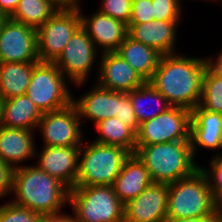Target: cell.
<instances>
[{
    "mask_svg": "<svg viewBox=\"0 0 222 222\" xmlns=\"http://www.w3.org/2000/svg\"><path fill=\"white\" fill-rule=\"evenodd\" d=\"M212 60L162 55L157 69L148 81L171 106L193 110L199 105L203 75Z\"/></svg>",
    "mask_w": 222,
    "mask_h": 222,
    "instance_id": "6da1fadb",
    "label": "cell"
},
{
    "mask_svg": "<svg viewBox=\"0 0 222 222\" xmlns=\"http://www.w3.org/2000/svg\"><path fill=\"white\" fill-rule=\"evenodd\" d=\"M13 204L46 216L58 214L69 202V189L38 166H18L13 174Z\"/></svg>",
    "mask_w": 222,
    "mask_h": 222,
    "instance_id": "7a4b0ae2",
    "label": "cell"
},
{
    "mask_svg": "<svg viewBox=\"0 0 222 222\" xmlns=\"http://www.w3.org/2000/svg\"><path fill=\"white\" fill-rule=\"evenodd\" d=\"M134 154L145 164L155 183H174L200 167L194 162L190 140L136 145Z\"/></svg>",
    "mask_w": 222,
    "mask_h": 222,
    "instance_id": "3957f363",
    "label": "cell"
},
{
    "mask_svg": "<svg viewBox=\"0 0 222 222\" xmlns=\"http://www.w3.org/2000/svg\"><path fill=\"white\" fill-rule=\"evenodd\" d=\"M167 219L204 217L213 213V199L202 167L168 184Z\"/></svg>",
    "mask_w": 222,
    "mask_h": 222,
    "instance_id": "277c9868",
    "label": "cell"
},
{
    "mask_svg": "<svg viewBox=\"0 0 222 222\" xmlns=\"http://www.w3.org/2000/svg\"><path fill=\"white\" fill-rule=\"evenodd\" d=\"M76 222H124L125 205L113 186H75L69 202Z\"/></svg>",
    "mask_w": 222,
    "mask_h": 222,
    "instance_id": "5b68a950",
    "label": "cell"
},
{
    "mask_svg": "<svg viewBox=\"0 0 222 222\" xmlns=\"http://www.w3.org/2000/svg\"><path fill=\"white\" fill-rule=\"evenodd\" d=\"M81 146L75 186H112L130 153L118 146L92 142ZM83 152V153H82ZM81 155V156H80Z\"/></svg>",
    "mask_w": 222,
    "mask_h": 222,
    "instance_id": "8992f818",
    "label": "cell"
},
{
    "mask_svg": "<svg viewBox=\"0 0 222 222\" xmlns=\"http://www.w3.org/2000/svg\"><path fill=\"white\" fill-rule=\"evenodd\" d=\"M64 76L54 62L39 61L34 66L26 95L42 113L60 110L72 103Z\"/></svg>",
    "mask_w": 222,
    "mask_h": 222,
    "instance_id": "52a82bcc",
    "label": "cell"
},
{
    "mask_svg": "<svg viewBox=\"0 0 222 222\" xmlns=\"http://www.w3.org/2000/svg\"><path fill=\"white\" fill-rule=\"evenodd\" d=\"M81 27L77 8L58 9L37 31V55L41 62H54L72 35Z\"/></svg>",
    "mask_w": 222,
    "mask_h": 222,
    "instance_id": "ba28073f",
    "label": "cell"
},
{
    "mask_svg": "<svg viewBox=\"0 0 222 222\" xmlns=\"http://www.w3.org/2000/svg\"><path fill=\"white\" fill-rule=\"evenodd\" d=\"M191 110L172 106L158 116L139 124L136 145H153L190 140Z\"/></svg>",
    "mask_w": 222,
    "mask_h": 222,
    "instance_id": "9c48e42d",
    "label": "cell"
},
{
    "mask_svg": "<svg viewBox=\"0 0 222 222\" xmlns=\"http://www.w3.org/2000/svg\"><path fill=\"white\" fill-rule=\"evenodd\" d=\"M96 54L95 44L87 32L80 27L54 63L63 75L66 73L70 77V81L76 85H82L92 70Z\"/></svg>",
    "mask_w": 222,
    "mask_h": 222,
    "instance_id": "30bf717a",
    "label": "cell"
},
{
    "mask_svg": "<svg viewBox=\"0 0 222 222\" xmlns=\"http://www.w3.org/2000/svg\"><path fill=\"white\" fill-rule=\"evenodd\" d=\"M80 123L78 110L73 103L63 109L43 113L38 126L42 131L44 146H80L83 140Z\"/></svg>",
    "mask_w": 222,
    "mask_h": 222,
    "instance_id": "8fae6325",
    "label": "cell"
},
{
    "mask_svg": "<svg viewBox=\"0 0 222 222\" xmlns=\"http://www.w3.org/2000/svg\"><path fill=\"white\" fill-rule=\"evenodd\" d=\"M39 62L37 31L10 18L0 32V63Z\"/></svg>",
    "mask_w": 222,
    "mask_h": 222,
    "instance_id": "7c38bea8",
    "label": "cell"
},
{
    "mask_svg": "<svg viewBox=\"0 0 222 222\" xmlns=\"http://www.w3.org/2000/svg\"><path fill=\"white\" fill-rule=\"evenodd\" d=\"M168 184L152 182L139 196L125 204L124 222H165Z\"/></svg>",
    "mask_w": 222,
    "mask_h": 222,
    "instance_id": "4fadbf2b",
    "label": "cell"
},
{
    "mask_svg": "<svg viewBox=\"0 0 222 222\" xmlns=\"http://www.w3.org/2000/svg\"><path fill=\"white\" fill-rule=\"evenodd\" d=\"M80 149L81 146H44L37 166L71 190L76 184Z\"/></svg>",
    "mask_w": 222,
    "mask_h": 222,
    "instance_id": "5bb4252c",
    "label": "cell"
},
{
    "mask_svg": "<svg viewBox=\"0 0 222 222\" xmlns=\"http://www.w3.org/2000/svg\"><path fill=\"white\" fill-rule=\"evenodd\" d=\"M97 84L105 89L128 93L142 86L144 79L116 52L101 53Z\"/></svg>",
    "mask_w": 222,
    "mask_h": 222,
    "instance_id": "9a60e30c",
    "label": "cell"
},
{
    "mask_svg": "<svg viewBox=\"0 0 222 222\" xmlns=\"http://www.w3.org/2000/svg\"><path fill=\"white\" fill-rule=\"evenodd\" d=\"M81 27L87 32L93 43L103 48L102 53L116 52L127 37L128 26L101 12L94 13L90 18L81 14Z\"/></svg>",
    "mask_w": 222,
    "mask_h": 222,
    "instance_id": "2e32d148",
    "label": "cell"
},
{
    "mask_svg": "<svg viewBox=\"0 0 222 222\" xmlns=\"http://www.w3.org/2000/svg\"><path fill=\"white\" fill-rule=\"evenodd\" d=\"M177 23L179 22L153 20L147 23L128 24L127 35L154 48L162 55L174 54Z\"/></svg>",
    "mask_w": 222,
    "mask_h": 222,
    "instance_id": "e0dca14e",
    "label": "cell"
},
{
    "mask_svg": "<svg viewBox=\"0 0 222 222\" xmlns=\"http://www.w3.org/2000/svg\"><path fill=\"white\" fill-rule=\"evenodd\" d=\"M190 143L193 156L199 145L209 149L222 148V114L196 106L191 111Z\"/></svg>",
    "mask_w": 222,
    "mask_h": 222,
    "instance_id": "ac0fdd59",
    "label": "cell"
},
{
    "mask_svg": "<svg viewBox=\"0 0 222 222\" xmlns=\"http://www.w3.org/2000/svg\"><path fill=\"white\" fill-rule=\"evenodd\" d=\"M151 183L145 164L135 154H130L112 186L119 200L125 205L139 196Z\"/></svg>",
    "mask_w": 222,
    "mask_h": 222,
    "instance_id": "d6986e66",
    "label": "cell"
},
{
    "mask_svg": "<svg viewBox=\"0 0 222 222\" xmlns=\"http://www.w3.org/2000/svg\"><path fill=\"white\" fill-rule=\"evenodd\" d=\"M79 117L96 121V124L110 117H116L120 109V92L108 90L98 84L79 100H72Z\"/></svg>",
    "mask_w": 222,
    "mask_h": 222,
    "instance_id": "ffe728a7",
    "label": "cell"
},
{
    "mask_svg": "<svg viewBox=\"0 0 222 222\" xmlns=\"http://www.w3.org/2000/svg\"><path fill=\"white\" fill-rule=\"evenodd\" d=\"M31 131L33 130L0 127V159L4 163L16 168L20 162L36 156Z\"/></svg>",
    "mask_w": 222,
    "mask_h": 222,
    "instance_id": "44dd1931",
    "label": "cell"
},
{
    "mask_svg": "<svg viewBox=\"0 0 222 222\" xmlns=\"http://www.w3.org/2000/svg\"><path fill=\"white\" fill-rule=\"evenodd\" d=\"M128 64L148 82L157 69L162 56L157 50L130 38L128 35L116 51Z\"/></svg>",
    "mask_w": 222,
    "mask_h": 222,
    "instance_id": "7402d4cb",
    "label": "cell"
},
{
    "mask_svg": "<svg viewBox=\"0 0 222 222\" xmlns=\"http://www.w3.org/2000/svg\"><path fill=\"white\" fill-rule=\"evenodd\" d=\"M42 111L25 95L4 100L2 126L32 130L38 127Z\"/></svg>",
    "mask_w": 222,
    "mask_h": 222,
    "instance_id": "603a6c76",
    "label": "cell"
},
{
    "mask_svg": "<svg viewBox=\"0 0 222 222\" xmlns=\"http://www.w3.org/2000/svg\"><path fill=\"white\" fill-rule=\"evenodd\" d=\"M37 63H0V96L6 100L25 95Z\"/></svg>",
    "mask_w": 222,
    "mask_h": 222,
    "instance_id": "cb8c5ba5",
    "label": "cell"
},
{
    "mask_svg": "<svg viewBox=\"0 0 222 222\" xmlns=\"http://www.w3.org/2000/svg\"><path fill=\"white\" fill-rule=\"evenodd\" d=\"M97 130L100 132L99 138L95 142L118 146L127 150L130 154L136 151V133L127 125L118 120L117 117L98 122Z\"/></svg>",
    "mask_w": 222,
    "mask_h": 222,
    "instance_id": "d4e9b609",
    "label": "cell"
},
{
    "mask_svg": "<svg viewBox=\"0 0 222 222\" xmlns=\"http://www.w3.org/2000/svg\"><path fill=\"white\" fill-rule=\"evenodd\" d=\"M58 9L50 0H20L9 18L37 30Z\"/></svg>",
    "mask_w": 222,
    "mask_h": 222,
    "instance_id": "484cf974",
    "label": "cell"
},
{
    "mask_svg": "<svg viewBox=\"0 0 222 222\" xmlns=\"http://www.w3.org/2000/svg\"><path fill=\"white\" fill-rule=\"evenodd\" d=\"M128 94L130 96L133 111L136 114L139 124L158 116L160 113H163L166 110H168L170 107H172L168 102V100L160 92H158L149 82H145L142 86L138 87L137 89L128 92ZM145 100H151V101L148 102L149 104L147 105V103L144 102ZM152 101L161 102L163 103L162 104L163 106H161L160 103L159 107L156 106V108L158 107L156 109L157 111L151 113L150 111H148V107L146 106H149L150 109ZM144 103H146L145 106Z\"/></svg>",
    "mask_w": 222,
    "mask_h": 222,
    "instance_id": "4316f807",
    "label": "cell"
},
{
    "mask_svg": "<svg viewBox=\"0 0 222 222\" xmlns=\"http://www.w3.org/2000/svg\"><path fill=\"white\" fill-rule=\"evenodd\" d=\"M199 106L222 114V70L213 61L207 65L203 75Z\"/></svg>",
    "mask_w": 222,
    "mask_h": 222,
    "instance_id": "83f0119b",
    "label": "cell"
},
{
    "mask_svg": "<svg viewBox=\"0 0 222 222\" xmlns=\"http://www.w3.org/2000/svg\"><path fill=\"white\" fill-rule=\"evenodd\" d=\"M43 217L12 202L0 206V222H43Z\"/></svg>",
    "mask_w": 222,
    "mask_h": 222,
    "instance_id": "f1b7e54d",
    "label": "cell"
},
{
    "mask_svg": "<svg viewBox=\"0 0 222 222\" xmlns=\"http://www.w3.org/2000/svg\"><path fill=\"white\" fill-rule=\"evenodd\" d=\"M102 9L99 12L109 15L110 17L129 24L132 14L131 0H102Z\"/></svg>",
    "mask_w": 222,
    "mask_h": 222,
    "instance_id": "f546056e",
    "label": "cell"
},
{
    "mask_svg": "<svg viewBox=\"0 0 222 222\" xmlns=\"http://www.w3.org/2000/svg\"><path fill=\"white\" fill-rule=\"evenodd\" d=\"M154 20L179 21L180 0H152Z\"/></svg>",
    "mask_w": 222,
    "mask_h": 222,
    "instance_id": "4dcf8cb0",
    "label": "cell"
},
{
    "mask_svg": "<svg viewBox=\"0 0 222 222\" xmlns=\"http://www.w3.org/2000/svg\"><path fill=\"white\" fill-rule=\"evenodd\" d=\"M116 117L137 133L139 122L133 111L132 102L128 93L120 92V109Z\"/></svg>",
    "mask_w": 222,
    "mask_h": 222,
    "instance_id": "1f68e13d",
    "label": "cell"
},
{
    "mask_svg": "<svg viewBox=\"0 0 222 222\" xmlns=\"http://www.w3.org/2000/svg\"><path fill=\"white\" fill-rule=\"evenodd\" d=\"M211 160V170L203 168L202 171L208 179L209 188L213 196L218 190H222V156L219 154V156L217 155Z\"/></svg>",
    "mask_w": 222,
    "mask_h": 222,
    "instance_id": "d6a6232c",
    "label": "cell"
},
{
    "mask_svg": "<svg viewBox=\"0 0 222 222\" xmlns=\"http://www.w3.org/2000/svg\"><path fill=\"white\" fill-rule=\"evenodd\" d=\"M153 20L152 0L132 2V14L129 24L147 23Z\"/></svg>",
    "mask_w": 222,
    "mask_h": 222,
    "instance_id": "836d02e7",
    "label": "cell"
},
{
    "mask_svg": "<svg viewBox=\"0 0 222 222\" xmlns=\"http://www.w3.org/2000/svg\"><path fill=\"white\" fill-rule=\"evenodd\" d=\"M14 169L0 159V198L12 193Z\"/></svg>",
    "mask_w": 222,
    "mask_h": 222,
    "instance_id": "e575fe53",
    "label": "cell"
},
{
    "mask_svg": "<svg viewBox=\"0 0 222 222\" xmlns=\"http://www.w3.org/2000/svg\"><path fill=\"white\" fill-rule=\"evenodd\" d=\"M165 222H222V220L213 212L211 215L204 217L167 219Z\"/></svg>",
    "mask_w": 222,
    "mask_h": 222,
    "instance_id": "d590c367",
    "label": "cell"
},
{
    "mask_svg": "<svg viewBox=\"0 0 222 222\" xmlns=\"http://www.w3.org/2000/svg\"><path fill=\"white\" fill-rule=\"evenodd\" d=\"M20 0H0V12L10 16L16 9Z\"/></svg>",
    "mask_w": 222,
    "mask_h": 222,
    "instance_id": "8d00e7d4",
    "label": "cell"
},
{
    "mask_svg": "<svg viewBox=\"0 0 222 222\" xmlns=\"http://www.w3.org/2000/svg\"><path fill=\"white\" fill-rule=\"evenodd\" d=\"M43 222H76L75 217L68 216L67 214H52L43 217Z\"/></svg>",
    "mask_w": 222,
    "mask_h": 222,
    "instance_id": "74e56055",
    "label": "cell"
},
{
    "mask_svg": "<svg viewBox=\"0 0 222 222\" xmlns=\"http://www.w3.org/2000/svg\"><path fill=\"white\" fill-rule=\"evenodd\" d=\"M213 212L222 220V190H218L213 196Z\"/></svg>",
    "mask_w": 222,
    "mask_h": 222,
    "instance_id": "f35d334b",
    "label": "cell"
},
{
    "mask_svg": "<svg viewBox=\"0 0 222 222\" xmlns=\"http://www.w3.org/2000/svg\"><path fill=\"white\" fill-rule=\"evenodd\" d=\"M59 9H72L79 7L78 0H50Z\"/></svg>",
    "mask_w": 222,
    "mask_h": 222,
    "instance_id": "ab89813d",
    "label": "cell"
},
{
    "mask_svg": "<svg viewBox=\"0 0 222 222\" xmlns=\"http://www.w3.org/2000/svg\"><path fill=\"white\" fill-rule=\"evenodd\" d=\"M9 16L6 15L3 12H0V32L5 24V22L8 20Z\"/></svg>",
    "mask_w": 222,
    "mask_h": 222,
    "instance_id": "60d3db41",
    "label": "cell"
},
{
    "mask_svg": "<svg viewBox=\"0 0 222 222\" xmlns=\"http://www.w3.org/2000/svg\"><path fill=\"white\" fill-rule=\"evenodd\" d=\"M3 107H4V99L0 96V127L2 126Z\"/></svg>",
    "mask_w": 222,
    "mask_h": 222,
    "instance_id": "b9f144b4",
    "label": "cell"
},
{
    "mask_svg": "<svg viewBox=\"0 0 222 222\" xmlns=\"http://www.w3.org/2000/svg\"><path fill=\"white\" fill-rule=\"evenodd\" d=\"M218 60H216L215 62L213 61V63L222 70V52L220 53V55H218Z\"/></svg>",
    "mask_w": 222,
    "mask_h": 222,
    "instance_id": "7bdbcfd3",
    "label": "cell"
},
{
    "mask_svg": "<svg viewBox=\"0 0 222 222\" xmlns=\"http://www.w3.org/2000/svg\"><path fill=\"white\" fill-rule=\"evenodd\" d=\"M132 2H138V1H141V0H131Z\"/></svg>",
    "mask_w": 222,
    "mask_h": 222,
    "instance_id": "ee69618b",
    "label": "cell"
}]
</instances>
